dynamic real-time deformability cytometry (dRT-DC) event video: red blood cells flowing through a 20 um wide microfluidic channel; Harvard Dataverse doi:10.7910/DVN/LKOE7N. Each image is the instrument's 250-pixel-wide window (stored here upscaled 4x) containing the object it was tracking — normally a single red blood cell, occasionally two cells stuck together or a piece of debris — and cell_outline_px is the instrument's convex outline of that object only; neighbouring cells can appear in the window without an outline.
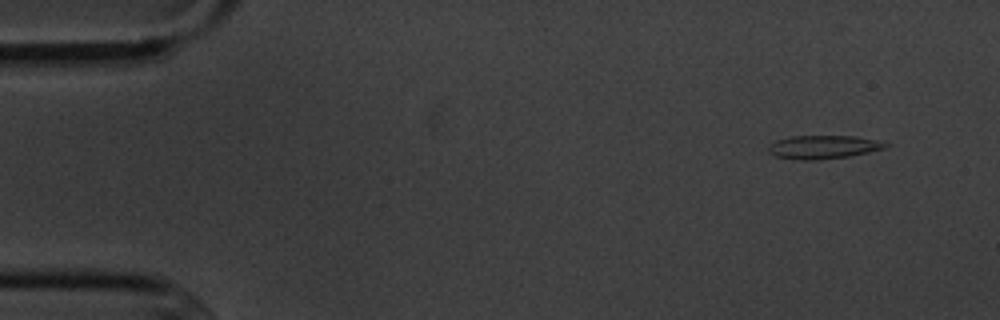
{"species": "common noctule bat (a hibernating species)", "species_latin": "Nyctalus noctula", "temperature_condition": "cold", "stored_images_in_passage": 4, "camera_frame_rate_fps": 3000, "um_per_image_px": 0.085, "animal": {"sex": "male", "body_mass_g": 20.1, "forearm_length_mm": 53.5}, "frame": {"image": 1, "passage_image": 1, "time_ms": 0.0, "image_size_px": [1000, 320], "cell_outline_px": [[892, 144], [884, 148], [868, 152], [848, 156], [820, 160], [800, 160], [776, 156], [768, 152], [768, 148], [776, 140], [792, 136], [856, 136], [876, 140]], "centroid_in_image_um": [69.99, 12.5], "position_along_channel_um": 15.0, "area_um2": 15.9}}
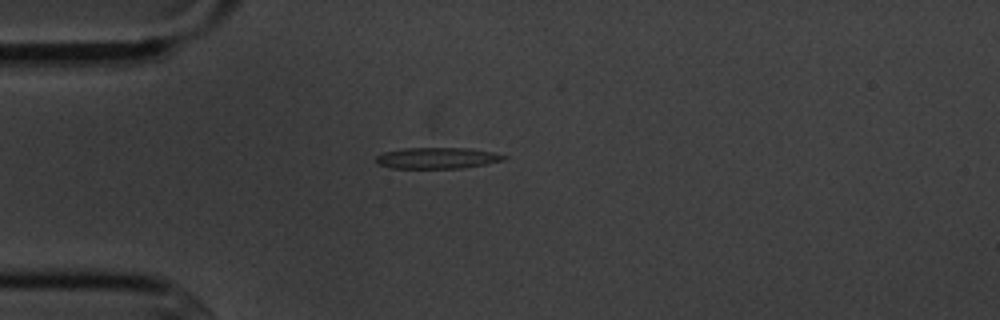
{"frame": {"image": 2, "passage_image": 3, "time_ms": 3.333, "image_size_px": [1000, 320], "cell_outline_px": [[508, 156], [504, 160], [484, 164], [460, 168], [392, 168], [376, 164], [376, 156], [384, 152], [404, 148], [468, 148], [492, 152]], "centroid_in_image_um": [37.13, 13.43], "position_along_channel_um": 47.9, "area_um2": 15.66}}